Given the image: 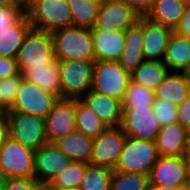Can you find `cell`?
<instances>
[{"label": "cell", "instance_id": "cell-23", "mask_svg": "<svg viewBox=\"0 0 190 190\" xmlns=\"http://www.w3.org/2000/svg\"><path fill=\"white\" fill-rule=\"evenodd\" d=\"M187 4L186 0H154L151 10L145 17L174 30L182 18Z\"/></svg>", "mask_w": 190, "mask_h": 190}, {"label": "cell", "instance_id": "cell-40", "mask_svg": "<svg viewBox=\"0 0 190 190\" xmlns=\"http://www.w3.org/2000/svg\"><path fill=\"white\" fill-rule=\"evenodd\" d=\"M133 8L141 17H145L151 10L154 0H122Z\"/></svg>", "mask_w": 190, "mask_h": 190}, {"label": "cell", "instance_id": "cell-46", "mask_svg": "<svg viewBox=\"0 0 190 190\" xmlns=\"http://www.w3.org/2000/svg\"><path fill=\"white\" fill-rule=\"evenodd\" d=\"M0 5L7 8L19 7L18 0H0Z\"/></svg>", "mask_w": 190, "mask_h": 190}, {"label": "cell", "instance_id": "cell-30", "mask_svg": "<svg viewBox=\"0 0 190 190\" xmlns=\"http://www.w3.org/2000/svg\"><path fill=\"white\" fill-rule=\"evenodd\" d=\"M71 11L73 26L93 28L101 2L96 0H67Z\"/></svg>", "mask_w": 190, "mask_h": 190}, {"label": "cell", "instance_id": "cell-33", "mask_svg": "<svg viewBox=\"0 0 190 190\" xmlns=\"http://www.w3.org/2000/svg\"><path fill=\"white\" fill-rule=\"evenodd\" d=\"M154 99V90L130 80L122 100V107H146L152 105Z\"/></svg>", "mask_w": 190, "mask_h": 190}, {"label": "cell", "instance_id": "cell-27", "mask_svg": "<svg viewBox=\"0 0 190 190\" xmlns=\"http://www.w3.org/2000/svg\"><path fill=\"white\" fill-rule=\"evenodd\" d=\"M170 71L180 72L190 61V40L172 33L163 60Z\"/></svg>", "mask_w": 190, "mask_h": 190}, {"label": "cell", "instance_id": "cell-48", "mask_svg": "<svg viewBox=\"0 0 190 190\" xmlns=\"http://www.w3.org/2000/svg\"><path fill=\"white\" fill-rule=\"evenodd\" d=\"M184 157H190V136H187V142H186Z\"/></svg>", "mask_w": 190, "mask_h": 190}, {"label": "cell", "instance_id": "cell-1", "mask_svg": "<svg viewBox=\"0 0 190 190\" xmlns=\"http://www.w3.org/2000/svg\"><path fill=\"white\" fill-rule=\"evenodd\" d=\"M54 57L57 60H93L91 29L79 26L66 27L51 33Z\"/></svg>", "mask_w": 190, "mask_h": 190}, {"label": "cell", "instance_id": "cell-13", "mask_svg": "<svg viewBox=\"0 0 190 190\" xmlns=\"http://www.w3.org/2000/svg\"><path fill=\"white\" fill-rule=\"evenodd\" d=\"M76 99H58L44 118L46 139L53 143L75 130Z\"/></svg>", "mask_w": 190, "mask_h": 190}, {"label": "cell", "instance_id": "cell-10", "mask_svg": "<svg viewBox=\"0 0 190 190\" xmlns=\"http://www.w3.org/2000/svg\"><path fill=\"white\" fill-rule=\"evenodd\" d=\"M126 134L122 128L108 127L92 144L90 164L115 169L125 144Z\"/></svg>", "mask_w": 190, "mask_h": 190}, {"label": "cell", "instance_id": "cell-9", "mask_svg": "<svg viewBox=\"0 0 190 190\" xmlns=\"http://www.w3.org/2000/svg\"><path fill=\"white\" fill-rule=\"evenodd\" d=\"M122 109L120 127L126 136L155 142L161 125L155 116L153 105L146 107H122Z\"/></svg>", "mask_w": 190, "mask_h": 190}, {"label": "cell", "instance_id": "cell-17", "mask_svg": "<svg viewBox=\"0 0 190 190\" xmlns=\"http://www.w3.org/2000/svg\"><path fill=\"white\" fill-rule=\"evenodd\" d=\"M94 61H118L125 45V30L106 32L91 29Z\"/></svg>", "mask_w": 190, "mask_h": 190}, {"label": "cell", "instance_id": "cell-36", "mask_svg": "<svg viewBox=\"0 0 190 190\" xmlns=\"http://www.w3.org/2000/svg\"><path fill=\"white\" fill-rule=\"evenodd\" d=\"M3 190H46V187L35 178L5 179Z\"/></svg>", "mask_w": 190, "mask_h": 190}, {"label": "cell", "instance_id": "cell-38", "mask_svg": "<svg viewBox=\"0 0 190 190\" xmlns=\"http://www.w3.org/2000/svg\"><path fill=\"white\" fill-rule=\"evenodd\" d=\"M16 58L0 57V80L18 74Z\"/></svg>", "mask_w": 190, "mask_h": 190}, {"label": "cell", "instance_id": "cell-37", "mask_svg": "<svg viewBox=\"0 0 190 190\" xmlns=\"http://www.w3.org/2000/svg\"><path fill=\"white\" fill-rule=\"evenodd\" d=\"M24 14L20 7L7 8L0 5V32L14 25Z\"/></svg>", "mask_w": 190, "mask_h": 190}, {"label": "cell", "instance_id": "cell-19", "mask_svg": "<svg viewBox=\"0 0 190 190\" xmlns=\"http://www.w3.org/2000/svg\"><path fill=\"white\" fill-rule=\"evenodd\" d=\"M173 30L144 17L143 54L145 60H164Z\"/></svg>", "mask_w": 190, "mask_h": 190}, {"label": "cell", "instance_id": "cell-2", "mask_svg": "<svg viewBox=\"0 0 190 190\" xmlns=\"http://www.w3.org/2000/svg\"><path fill=\"white\" fill-rule=\"evenodd\" d=\"M95 61L58 60L61 98L81 99L91 89Z\"/></svg>", "mask_w": 190, "mask_h": 190}, {"label": "cell", "instance_id": "cell-52", "mask_svg": "<svg viewBox=\"0 0 190 190\" xmlns=\"http://www.w3.org/2000/svg\"><path fill=\"white\" fill-rule=\"evenodd\" d=\"M96 1H98V2H101V3H102V2H104V1H106V0H96Z\"/></svg>", "mask_w": 190, "mask_h": 190}, {"label": "cell", "instance_id": "cell-3", "mask_svg": "<svg viewBox=\"0 0 190 190\" xmlns=\"http://www.w3.org/2000/svg\"><path fill=\"white\" fill-rule=\"evenodd\" d=\"M130 80V72L118 61H95L91 90L122 102Z\"/></svg>", "mask_w": 190, "mask_h": 190}, {"label": "cell", "instance_id": "cell-28", "mask_svg": "<svg viewBox=\"0 0 190 190\" xmlns=\"http://www.w3.org/2000/svg\"><path fill=\"white\" fill-rule=\"evenodd\" d=\"M107 128L91 108L85 105L80 99H76L75 130L94 139Z\"/></svg>", "mask_w": 190, "mask_h": 190}, {"label": "cell", "instance_id": "cell-47", "mask_svg": "<svg viewBox=\"0 0 190 190\" xmlns=\"http://www.w3.org/2000/svg\"><path fill=\"white\" fill-rule=\"evenodd\" d=\"M185 162H186L187 179L190 185V157H185Z\"/></svg>", "mask_w": 190, "mask_h": 190}, {"label": "cell", "instance_id": "cell-15", "mask_svg": "<svg viewBox=\"0 0 190 190\" xmlns=\"http://www.w3.org/2000/svg\"><path fill=\"white\" fill-rule=\"evenodd\" d=\"M149 181L153 185L187 187L185 157L159 156L151 168Z\"/></svg>", "mask_w": 190, "mask_h": 190}, {"label": "cell", "instance_id": "cell-8", "mask_svg": "<svg viewBox=\"0 0 190 190\" xmlns=\"http://www.w3.org/2000/svg\"><path fill=\"white\" fill-rule=\"evenodd\" d=\"M55 59L51 33L31 28L16 57L19 71L22 72L30 65L52 63Z\"/></svg>", "mask_w": 190, "mask_h": 190}, {"label": "cell", "instance_id": "cell-51", "mask_svg": "<svg viewBox=\"0 0 190 190\" xmlns=\"http://www.w3.org/2000/svg\"><path fill=\"white\" fill-rule=\"evenodd\" d=\"M184 190H190V185H188Z\"/></svg>", "mask_w": 190, "mask_h": 190}, {"label": "cell", "instance_id": "cell-11", "mask_svg": "<svg viewBox=\"0 0 190 190\" xmlns=\"http://www.w3.org/2000/svg\"><path fill=\"white\" fill-rule=\"evenodd\" d=\"M58 99L52 93L23 79L10 110L22 111L45 118Z\"/></svg>", "mask_w": 190, "mask_h": 190}, {"label": "cell", "instance_id": "cell-35", "mask_svg": "<svg viewBox=\"0 0 190 190\" xmlns=\"http://www.w3.org/2000/svg\"><path fill=\"white\" fill-rule=\"evenodd\" d=\"M152 105L161 127L178 122L177 105L162 98H155Z\"/></svg>", "mask_w": 190, "mask_h": 190}, {"label": "cell", "instance_id": "cell-42", "mask_svg": "<svg viewBox=\"0 0 190 190\" xmlns=\"http://www.w3.org/2000/svg\"><path fill=\"white\" fill-rule=\"evenodd\" d=\"M10 137V126L6 112H0V150Z\"/></svg>", "mask_w": 190, "mask_h": 190}, {"label": "cell", "instance_id": "cell-34", "mask_svg": "<svg viewBox=\"0 0 190 190\" xmlns=\"http://www.w3.org/2000/svg\"><path fill=\"white\" fill-rule=\"evenodd\" d=\"M22 80L21 72L0 80V108L4 112L13 107Z\"/></svg>", "mask_w": 190, "mask_h": 190}, {"label": "cell", "instance_id": "cell-22", "mask_svg": "<svg viewBox=\"0 0 190 190\" xmlns=\"http://www.w3.org/2000/svg\"><path fill=\"white\" fill-rule=\"evenodd\" d=\"M93 138L88 137L80 131L74 130L53 143L71 161H83L90 163L92 158Z\"/></svg>", "mask_w": 190, "mask_h": 190}, {"label": "cell", "instance_id": "cell-45", "mask_svg": "<svg viewBox=\"0 0 190 190\" xmlns=\"http://www.w3.org/2000/svg\"><path fill=\"white\" fill-rule=\"evenodd\" d=\"M179 73L190 84V61L182 68Z\"/></svg>", "mask_w": 190, "mask_h": 190}, {"label": "cell", "instance_id": "cell-49", "mask_svg": "<svg viewBox=\"0 0 190 190\" xmlns=\"http://www.w3.org/2000/svg\"><path fill=\"white\" fill-rule=\"evenodd\" d=\"M5 184V178L0 177V190H3Z\"/></svg>", "mask_w": 190, "mask_h": 190}, {"label": "cell", "instance_id": "cell-21", "mask_svg": "<svg viewBox=\"0 0 190 190\" xmlns=\"http://www.w3.org/2000/svg\"><path fill=\"white\" fill-rule=\"evenodd\" d=\"M21 73L25 81L34 83L61 99L62 89L59 82L57 59L44 65H30Z\"/></svg>", "mask_w": 190, "mask_h": 190}, {"label": "cell", "instance_id": "cell-32", "mask_svg": "<svg viewBox=\"0 0 190 190\" xmlns=\"http://www.w3.org/2000/svg\"><path fill=\"white\" fill-rule=\"evenodd\" d=\"M149 175L113 170L110 190H148Z\"/></svg>", "mask_w": 190, "mask_h": 190}, {"label": "cell", "instance_id": "cell-44", "mask_svg": "<svg viewBox=\"0 0 190 190\" xmlns=\"http://www.w3.org/2000/svg\"><path fill=\"white\" fill-rule=\"evenodd\" d=\"M186 187L160 186L149 184L148 190H184Z\"/></svg>", "mask_w": 190, "mask_h": 190}, {"label": "cell", "instance_id": "cell-16", "mask_svg": "<svg viewBox=\"0 0 190 190\" xmlns=\"http://www.w3.org/2000/svg\"><path fill=\"white\" fill-rule=\"evenodd\" d=\"M91 108L107 127H119L122 122V102L89 90L80 99Z\"/></svg>", "mask_w": 190, "mask_h": 190}, {"label": "cell", "instance_id": "cell-20", "mask_svg": "<svg viewBox=\"0 0 190 190\" xmlns=\"http://www.w3.org/2000/svg\"><path fill=\"white\" fill-rule=\"evenodd\" d=\"M187 142L186 128L176 122L161 127L155 140L159 156H184Z\"/></svg>", "mask_w": 190, "mask_h": 190}, {"label": "cell", "instance_id": "cell-41", "mask_svg": "<svg viewBox=\"0 0 190 190\" xmlns=\"http://www.w3.org/2000/svg\"><path fill=\"white\" fill-rule=\"evenodd\" d=\"M178 123L185 128L190 124V95L178 106Z\"/></svg>", "mask_w": 190, "mask_h": 190}, {"label": "cell", "instance_id": "cell-25", "mask_svg": "<svg viewBox=\"0 0 190 190\" xmlns=\"http://www.w3.org/2000/svg\"><path fill=\"white\" fill-rule=\"evenodd\" d=\"M154 93L155 98L166 99L179 106L190 95V84L179 72L170 71Z\"/></svg>", "mask_w": 190, "mask_h": 190}, {"label": "cell", "instance_id": "cell-5", "mask_svg": "<svg viewBox=\"0 0 190 190\" xmlns=\"http://www.w3.org/2000/svg\"><path fill=\"white\" fill-rule=\"evenodd\" d=\"M35 152L9 137L0 150V177L34 178Z\"/></svg>", "mask_w": 190, "mask_h": 190}, {"label": "cell", "instance_id": "cell-39", "mask_svg": "<svg viewBox=\"0 0 190 190\" xmlns=\"http://www.w3.org/2000/svg\"><path fill=\"white\" fill-rule=\"evenodd\" d=\"M173 32L190 40V2L186 5L184 14Z\"/></svg>", "mask_w": 190, "mask_h": 190}, {"label": "cell", "instance_id": "cell-29", "mask_svg": "<svg viewBox=\"0 0 190 190\" xmlns=\"http://www.w3.org/2000/svg\"><path fill=\"white\" fill-rule=\"evenodd\" d=\"M90 163L72 161L64 171L58 174L46 187V190H77Z\"/></svg>", "mask_w": 190, "mask_h": 190}, {"label": "cell", "instance_id": "cell-43", "mask_svg": "<svg viewBox=\"0 0 190 190\" xmlns=\"http://www.w3.org/2000/svg\"><path fill=\"white\" fill-rule=\"evenodd\" d=\"M40 0H18V5L25 13H27Z\"/></svg>", "mask_w": 190, "mask_h": 190}, {"label": "cell", "instance_id": "cell-31", "mask_svg": "<svg viewBox=\"0 0 190 190\" xmlns=\"http://www.w3.org/2000/svg\"><path fill=\"white\" fill-rule=\"evenodd\" d=\"M112 173L108 167L89 164L79 190H110Z\"/></svg>", "mask_w": 190, "mask_h": 190}, {"label": "cell", "instance_id": "cell-50", "mask_svg": "<svg viewBox=\"0 0 190 190\" xmlns=\"http://www.w3.org/2000/svg\"><path fill=\"white\" fill-rule=\"evenodd\" d=\"M187 136H190V124L186 127Z\"/></svg>", "mask_w": 190, "mask_h": 190}, {"label": "cell", "instance_id": "cell-4", "mask_svg": "<svg viewBox=\"0 0 190 190\" xmlns=\"http://www.w3.org/2000/svg\"><path fill=\"white\" fill-rule=\"evenodd\" d=\"M158 158L159 153L154 141L126 136L123 150L114 170L149 175Z\"/></svg>", "mask_w": 190, "mask_h": 190}, {"label": "cell", "instance_id": "cell-12", "mask_svg": "<svg viewBox=\"0 0 190 190\" xmlns=\"http://www.w3.org/2000/svg\"><path fill=\"white\" fill-rule=\"evenodd\" d=\"M141 16L122 0H106L101 3L96 23L91 29L106 32L126 30L136 24Z\"/></svg>", "mask_w": 190, "mask_h": 190}, {"label": "cell", "instance_id": "cell-6", "mask_svg": "<svg viewBox=\"0 0 190 190\" xmlns=\"http://www.w3.org/2000/svg\"><path fill=\"white\" fill-rule=\"evenodd\" d=\"M31 27L53 33L73 26L68 1L40 0L27 12Z\"/></svg>", "mask_w": 190, "mask_h": 190}, {"label": "cell", "instance_id": "cell-18", "mask_svg": "<svg viewBox=\"0 0 190 190\" xmlns=\"http://www.w3.org/2000/svg\"><path fill=\"white\" fill-rule=\"evenodd\" d=\"M144 17L125 30V45L118 62L130 73L144 60Z\"/></svg>", "mask_w": 190, "mask_h": 190}, {"label": "cell", "instance_id": "cell-7", "mask_svg": "<svg viewBox=\"0 0 190 190\" xmlns=\"http://www.w3.org/2000/svg\"><path fill=\"white\" fill-rule=\"evenodd\" d=\"M6 114L12 139L35 151L48 143L44 118L17 110H8Z\"/></svg>", "mask_w": 190, "mask_h": 190}, {"label": "cell", "instance_id": "cell-14", "mask_svg": "<svg viewBox=\"0 0 190 190\" xmlns=\"http://www.w3.org/2000/svg\"><path fill=\"white\" fill-rule=\"evenodd\" d=\"M71 162L54 143H47L35 152L34 178L47 187Z\"/></svg>", "mask_w": 190, "mask_h": 190}, {"label": "cell", "instance_id": "cell-26", "mask_svg": "<svg viewBox=\"0 0 190 190\" xmlns=\"http://www.w3.org/2000/svg\"><path fill=\"white\" fill-rule=\"evenodd\" d=\"M170 72L167 64L161 60H144L130 73L131 81L155 90Z\"/></svg>", "mask_w": 190, "mask_h": 190}, {"label": "cell", "instance_id": "cell-24", "mask_svg": "<svg viewBox=\"0 0 190 190\" xmlns=\"http://www.w3.org/2000/svg\"><path fill=\"white\" fill-rule=\"evenodd\" d=\"M27 13L14 25L0 32V57L16 58L23 40L31 29Z\"/></svg>", "mask_w": 190, "mask_h": 190}]
</instances>
